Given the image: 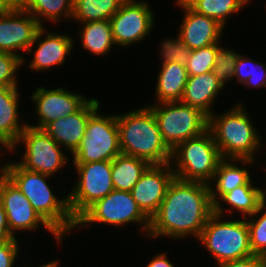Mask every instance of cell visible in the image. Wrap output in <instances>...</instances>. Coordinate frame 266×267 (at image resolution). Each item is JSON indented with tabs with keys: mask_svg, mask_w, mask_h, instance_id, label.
<instances>
[{
	"mask_svg": "<svg viewBox=\"0 0 266 267\" xmlns=\"http://www.w3.org/2000/svg\"><path fill=\"white\" fill-rule=\"evenodd\" d=\"M213 213L209 184L174 177L159 210L150 219L147 237L198 240Z\"/></svg>",
	"mask_w": 266,
	"mask_h": 267,
	"instance_id": "6da1fadb",
	"label": "cell"
},
{
	"mask_svg": "<svg viewBox=\"0 0 266 267\" xmlns=\"http://www.w3.org/2000/svg\"><path fill=\"white\" fill-rule=\"evenodd\" d=\"M26 196L40 216L64 239L75 229L76 220L71 215L68 194L58 198L48 180L50 175L26 170L16 161L11 162L4 173Z\"/></svg>",
	"mask_w": 266,
	"mask_h": 267,
	"instance_id": "7a4b0ae2",
	"label": "cell"
},
{
	"mask_svg": "<svg viewBox=\"0 0 266 267\" xmlns=\"http://www.w3.org/2000/svg\"><path fill=\"white\" fill-rule=\"evenodd\" d=\"M237 102L222 114L214 112L209 117L208 129L222 158L256 161V155L264 148L263 140L261 141L259 129L254 126L244 102Z\"/></svg>",
	"mask_w": 266,
	"mask_h": 267,
	"instance_id": "3957f363",
	"label": "cell"
},
{
	"mask_svg": "<svg viewBox=\"0 0 266 267\" xmlns=\"http://www.w3.org/2000/svg\"><path fill=\"white\" fill-rule=\"evenodd\" d=\"M123 113L116 114L121 152L150 164L170 163L171 150L162 140L153 111L145 105Z\"/></svg>",
	"mask_w": 266,
	"mask_h": 267,
	"instance_id": "277c9868",
	"label": "cell"
},
{
	"mask_svg": "<svg viewBox=\"0 0 266 267\" xmlns=\"http://www.w3.org/2000/svg\"><path fill=\"white\" fill-rule=\"evenodd\" d=\"M222 159L214 137L208 129L199 136L178 144L171 151L170 164L176 178L209 184Z\"/></svg>",
	"mask_w": 266,
	"mask_h": 267,
	"instance_id": "5b68a950",
	"label": "cell"
},
{
	"mask_svg": "<svg viewBox=\"0 0 266 267\" xmlns=\"http://www.w3.org/2000/svg\"><path fill=\"white\" fill-rule=\"evenodd\" d=\"M198 240L216 264L253 255L246 218L225 220L224 216L213 213Z\"/></svg>",
	"mask_w": 266,
	"mask_h": 267,
	"instance_id": "8992f818",
	"label": "cell"
},
{
	"mask_svg": "<svg viewBox=\"0 0 266 267\" xmlns=\"http://www.w3.org/2000/svg\"><path fill=\"white\" fill-rule=\"evenodd\" d=\"M97 223L117 228L130 223L137 224L140 226L138 232H142L145 237L150 228V219L139 208L131 193L119 190H113L106 197L90 205L76 219L75 229L86 228Z\"/></svg>",
	"mask_w": 266,
	"mask_h": 267,
	"instance_id": "52a82bcc",
	"label": "cell"
},
{
	"mask_svg": "<svg viewBox=\"0 0 266 267\" xmlns=\"http://www.w3.org/2000/svg\"><path fill=\"white\" fill-rule=\"evenodd\" d=\"M149 104L147 106L153 111L162 140L171 151L178 144L208 130L209 117L197 108L181 101Z\"/></svg>",
	"mask_w": 266,
	"mask_h": 267,
	"instance_id": "ba28073f",
	"label": "cell"
},
{
	"mask_svg": "<svg viewBox=\"0 0 266 267\" xmlns=\"http://www.w3.org/2000/svg\"><path fill=\"white\" fill-rule=\"evenodd\" d=\"M100 108L89 118L85 136L72 154L70 164L112 161L121 152L115 115L102 114Z\"/></svg>",
	"mask_w": 266,
	"mask_h": 267,
	"instance_id": "9c48e42d",
	"label": "cell"
},
{
	"mask_svg": "<svg viewBox=\"0 0 266 267\" xmlns=\"http://www.w3.org/2000/svg\"><path fill=\"white\" fill-rule=\"evenodd\" d=\"M19 144L24 152L16 162L26 170L55 176L70 163L68 154L43 129L27 125L12 147V154Z\"/></svg>",
	"mask_w": 266,
	"mask_h": 267,
	"instance_id": "30bf717a",
	"label": "cell"
},
{
	"mask_svg": "<svg viewBox=\"0 0 266 267\" xmlns=\"http://www.w3.org/2000/svg\"><path fill=\"white\" fill-rule=\"evenodd\" d=\"M78 179L68 193V205L76 220L95 201L114 190L112 161L71 164Z\"/></svg>",
	"mask_w": 266,
	"mask_h": 267,
	"instance_id": "8fae6325",
	"label": "cell"
},
{
	"mask_svg": "<svg viewBox=\"0 0 266 267\" xmlns=\"http://www.w3.org/2000/svg\"><path fill=\"white\" fill-rule=\"evenodd\" d=\"M0 203L6 212L9 230L14 237L17 231L30 233L42 227L52 234L58 242L57 245L63 244L64 239L40 216L26 196L5 174L0 175Z\"/></svg>",
	"mask_w": 266,
	"mask_h": 267,
	"instance_id": "7c38bea8",
	"label": "cell"
},
{
	"mask_svg": "<svg viewBox=\"0 0 266 267\" xmlns=\"http://www.w3.org/2000/svg\"><path fill=\"white\" fill-rule=\"evenodd\" d=\"M148 0H125L109 19L114 43L128 48L143 42L155 25L154 11Z\"/></svg>",
	"mask_w": 266,
	"mask_h": 267,
	"instance_id": "4fadbf2b",
	"label": "cell"
},
{
	"mask_svg": "<svg viewBox=\"0 0 266 267\" xmlns=\"http://www.w3.org/2000/svg\"><path fill=\"white\" fill-rule=\"evenodd\" d=\"M41 27L38 21L21 7L4 8L0 12V52L18 55L25 65L28 57H24L23 53H27Z\"/></svg>",
	"mask_w": 266,
	"mask_h": 267,
	"instance_id": "5bb4252c",
	"label": "cell"
},
{
	"mask_svg": "<svg viewBox=\"0 0 266 267\" xmlns=\"http://www.w3.org/2000/svg\"><path fill=\"white\" fill-rule=\"evenodd\" d=\"M31 101L37 114V125L28 126L43 129L52 121L58 120L77 112L89 99L81 93H73L64 87L49 88L39 86L31 93Z\"/></svg>",
	"mask_w": 266,
	"mask_h": 267,
	"instance_id": "9a60e30c",
	"label": "cell"
},
{
	"mask_svg": "<svg viewBox=\"0 0 266 267\" xmlns=\"http://www.w3.org/2000/svg\"><path fill=\"white\" fill-rule=\"evenodd\" d=\"M57 32H54V30L48 31L45 26L39 29L34 42L27 51L30 55L33 53L30 62L27 61L29 70L41 73L51 70L55 66L58 68L66 63V58L69 55L71 56L72 51H74L75 41L71 35ZM33 47L35 50H33Z\"/></svg>",
	"mask_w": 266,
	"mask_h": 267,
	"instance_id": "2e32d148",
	"label": "cell"
},
{
	"mask_svg": "<svg viewBox=\"0 0 266 267\" xmlns=\"http://www.w3.org/2000/svg\"><path fill=\"white\" fill-rule=\"evenodd\" d=\"M175 175L171 164H151L130 191L142 212L151 219L159 210Z\"/></svg>",
	"mask_w": 266,
	"mask_h": 267,
	"instance_id": "e0dca14e",
	"label": "cell"
},
{
	"mask_svg": "<svg viewBox=\"0 0 266 267\" xmlns=\"http://www.w3.org/2000/svg\"><path fill=\"white\" fill-rule=\"evenodd\" d=\"M174 3L183 13L178 34L190 50L221 43L225 31L223 25L213 18L197 13L184 0H176Z\"/></svg>",
	"mask_w": 266,
	"mask_h": 267,
	"instance_id": "ac0fdd59",
	"label": "cell"
},
{
	"mask_svg": "<svg viewBox=\"0 0 266 267\" xmlns=\"http://www.w3.org/2000/svg\"><path fill=\"white\" fill-rule=\"evenodd\" d=\"M100 105L101 102L97 98H89L77 112L50 122L43 130L63 149L65 148V152L71 157L85 136L89 118L100 108Z\"/></svg>",
	"mask_w": 266,
	"mask_h": 267,
	"instance_id": "d6986e66",
	"label": "cell"
},
{
	"mask_svg": "<svg viewBox=\"0 0 266 267\" xmlns=\"http://www.w3.org/2000/svg\"><path fill=\"white\" fill-rule=\"evenodd\" d=\"M255 163L250 159L223 158L218 164L213 180L209 183L212 204L236 187L255 185L251 179V172L247 169V165L252 166Z\"/></svg>",
	"mask_w": 266,
	"mask_h": 267,
	"instance_id": "ffe728a7",
	"label": "cell"
},
{
	"mask_svg": "<svg viewBox=\"0 0 266 267\" xmlns=\"http://www.w3.org/2000/svg\"><path fill=\"white\" fill-rule=\"evenodd\" d=\"M223 89L212 71L189 76L181 102L201 110L210 117L215 112L212 109L214 102Z\"/></svg>",
	"mask_w": 266,
	"mask_h": 267,
	"instance_id": "44dd1931",
	"label": "cell"
},
{
	"mask_svg": "<svg viewBox=\"0 0 266 267\" xmlns=\"http://www.w3.org/2000/svg\"><path fill=\"white\" fill-rule=\"evenodd\" d=\"M258 187L255 185H243L224 194L214 204V213L224 217L226 215H232L231 212L240 213L242 215L240 218L252 216L266 201L264 189L260 188V186ZM224 213L226 215H224Z\"/></svg>",
	"mask_w": 266,
	"mask_h": 267,
	"instance_id": "7402d4cb",
	"label": "cell"
},
{
	"mask_svg": "<svg viewBox=\"0 0 266 267\" xmlns=\"http://www.w3.org/2000/svg\"><path fill=\"white\" fill-rule=\"evenodd\" d=\"M19 89L0 87V137L11 147L15 145L28 123L25 119L19 120V100L22 96Z\"/></svg>",
	"mask_w": 266,
	"mask_h": 267,
	"instance_id": "603a6c76",
	"label": "cell"
},
{
	"mask_svg": "<svg viewBox=\"0 0 266 267\" xmlns=\"http://www.w3.org/2000/svg\"><path fill=\"white\" fill-rule=\"evenodd\" d=\"M160 67L153 103L181 101L189 77L186 66L169 62Z\"/></svg>",
	"mask_w": 266,
	"mask_h": 267,
	"instance_id": "cb8c5ba5",
	"label": "cell"
},
{
	"mask_svg": "<svg viewBox=\"0 0 266 267\" xmlns=\"http://www.w3.org/2000/svg\"><path fill=\"white\" fill-rule=\"evenodd\" d=\"M81 30L76 34L81 40L83 50L88 51L94 56L107 55L116 46L112 36V28L110 20L89 21L79 23Z\"/></svg>",
	"mask_w": 266,
	"mask_h": 267,
	"instance_id": "d4e9b609",
	"label": "cell"
},
{
	"mask_svg": "<svg viewBox=\"0 0 266 267\" xmlns=\"http://www.w3.org/2000/svg\"><path fill=\"white\" fill-rule=\"evenodd\" d=\"M73 2L74 0H22L20 7L43 27L44 19L55 25L72 20Z\"/></svg>",
	"mask_w": 266,
	"mask_h": 267,
	"instance_id": "484cf974",
	"label": "cell"
},
{
	"mask_svg": "<svg viewBox=\"0 0 266 267\" xmlns=\"http://www.w3.org/2000/svg\"><path fill=\"white\" fill-rule=\"evenodd\" d=\"M150 165L142 158L120 153L112 160L114 190L130 192Z\"/></svg>",
	"mask_w": 266,
	"mask_h": 267,
	"instance_id": "4316f807",
	"label": "cell"
},
{
	"mask_svg": "<svg viewBox=\"0 0 266 267\" xmlns=\"http://www.w3.org/2000/svg\"><path fill=\"white\" fill-rule=\"evenodd\" d=\"M125 0H74L72 20L78 23L109 20Z\"/></svg>",
	"mask_w": 266,
	"mask_h": 267,
	"instance_id": "83f0119b",
	"label": "cell"
},
{
	"mask_svg": "<svg viewBox=\"0 0 266 267\" xmlns=\"http://www.w3.org/2000/svg\"><path fill=\"white\" fill-rule=\"evenodd\" d=\"M194 11L217 20L226 27L227 19L246 8L252 0H184Z\"/></svg>",
	"mask_w": 266,
	"mask_h": 267,
	"instance_id": "f1b7e54d",
	"label": "cell"
},
{
	"mask_svg": "<svg viewBox=\"0 0 266 267\" xmlns=\"http://www.w3.org/2000/svg\"><path fill=\"white\" fill-rule=\"evenodd\" d=\"M246 56V57H245ZM266 62L253 60L249 55L239 54L234 68L233 80L248 88H266ZM236 80H235V79Z\"/></svg>",
	"mask_w": 266,
	"mask_h": 267,
	"instance_id": "f546056e",
	"label": "cell"
},
{
	"mask_svg": "<svg viewBox=\"0 0 266 267\" xmlns=\"http://www.w3.org/2000/svg\"><path fill=\"white\" fill-rule=\"evenodd\" d=\"M246 221L253 255L266 258V201Z\"/></svg>",
	"mask_w": 266,
	"mask_h": 267,
	"instance_id": "4dcf8cb0",
	"label": "cell"
},
{
	"mask_svg": "<svg viewBox=\"0 0 266 267\" xmlns=\"http://www.w3.org/2000/svg\"><path fill=\"white\" fill-rule=\"evenodd\" d=\"M221 43L191 50L186 69L189 76H196L211 72L214 68L215 58Z\"/></svg>",
	"mask_w": 266,
	"mask_h": 267,
	"instance_id": "1f68e13d",
	"label": "cell"
},
{
	"mask_svg": "<svg viewBox=\"0 0 266 267\" xmlns=\"http://www.w3.org/2000/svg\"><path fill=\"white\" fill-rule=\"evenodd\" d=\"M239 54L233 48L223 46L217 51L212 72L223 88H225L227 82L233 80L234 68Z\"/></svg>",
	"mask_w": 266,
	"mask_h": 267,
	"instance_id": "d6a6232c",
	"label": "cell"
},
{
	"mask_svg": "<svg viewBox=\"0 0 266 267\" xmlns=\"http://www.w3.org/2000/svg\"><path fill=\"white\" fill-rule=\"evenodd\" d=\"M160 61L163 65L169 62H176L186 66L191 50L183 43L179 34L175 38L169 37L160 41Z\"/></svg>",
	"mask_w": 266,
	"mask_h": 267,
	"instance_id": "836d02e7",
	"label": "cell"
},
{
	"mask_svg": "<svg viewBox=\"0 0 266 267\" xmlns=\"http://www.w3.org/2000/svg\"><path fill=\"white\" fill-rule=\"evenodd\" d=\"M23 66V59L18 55L0 52V87H20L18 86L17 70Z\"/></svg>",
	"mask_w": 266,
	"mask_h": 267,
	"instance_id": "e575fe53",
	"label": "cell"
},
{
	"mask_svg": "<svg viewBox=\"0 0 266 267\" xmlns=\"http://www.w3.org/2000/svg\"><path fill=\"white\" fill-rule=\"evenodd\" d=\"M16 238L7 241L5 243L0 244V267H15V261L21 255L19 251V243L21 242L20 239Z\"/></svg>",
	"mask_w": 266,
	"mask_h": 267,
	"instance_id": "d590c367",
	"label": "cell"
},
{
	"mask_svg": "<svg viewBox=\"0 0 266 267\" xmlns=\"http://www.w3.org/2000/svg\"><path fill=\"white\" fill-rule=\"evenodd\" d=\"M216 267H266V258L252 255L247 258L215 264Z\"/></svg>",
	"mask_w": 266,
	"mask_h": 267,
	"instance_id": "8d00e7d4",
	"label": "cell"
},
{
	"mask_svg": "<svg viewBox=\"0 0 266 267\" xmlns=\"http://www.w3.org/2000/svg\"><path fill=\"white\" fill-rule=\"evenodd\" d=\"M14 238L16 237H14L9 230L6 212L0 203V244L10 241Z\"/></svg>",
	"mask_w": 266,
	"mask_h": 267,
	"instance_id": "74e56055",
	"label": "cell"
},
{
	"mask_svg": "<svg viewBox=\"0 0 266 267\" xmlns=\"http://www.w3.org/2000/svg\"><path fill=\"white\" fill-rule=\"evenodd\" d=\"M167 255V251L157 253L152 259L149 260L147 266L145 267H175L170 259L167 258Z\"/></svg>",
	"mask_w": 266,
	"mask_h": 267,
	"instance_id": "f35d334b",
	"label": "cell"
},
{
	"mask_svg": "<svg viewBox=\"0 0 266 267\" xmlns=\"http://www.w3.org/2000/svg\"><path fill=\"white\" fill-rule=\"evenodd\" d=\"M5 151H6L7 154L11 153L12 152V147L0 137V153H1V156H4L3 153L6 156ZM8 164H9V162H5L4 165H3V163H2V166L0 165V175H3L5 173V170H6L7 166H8Z\"/></svg>",
	"mask_w": 266,
	"mask_h": 267,
	"instance_id": "ab89813d",
	"label": "cell"
},
{
	"mask_svg": "<svg viewBox=\"0 0 266 267\" xmlns=\"http://www.w3.org/2000/svg\"><path fill=\"white\" fill-rule=\"evenodd\" d=\"M22 0H0V5L3 8H17L20 7Z\"/></svg>",
	"mask_w": 266,
	"mask_h": 267,
	"instance_id": "60d3db41",
	"label": "cell"
},
{
	"mask_svg": "<svg viewBox=\"0 0 266 267\" xmlns=\"http://www.w3.org/2000/svg\"><path fill=\"white\" fill-rule=\"evenodd\" d=\"M57 264H59V260L55 259V260L48 261L47 263H44L36 267H55Z\"/></svg>",
	"mask_w": 266,
	"mask_h": 267,
	"instance_id": "b9f144b4",
	"label": "cell"
},
{
	"mask_svg": "<svg viewBox=\"0 0 266 267\" xmlns=\"http://www.w3.org/2000/svg\"><path fill=\"white\" fill-rule=\"evenodd\" d=\"M4 8L0 5V12L3 10Z\"/></svg>",
	"mask_w": 266,
	"mask_h": 267,
	"instance_id": "7bdbcfd3",
	"label": "cell"
},
{
	"mask_svg": "<svg viewBox=\"0 0 266 267\" xmlns=\"http://www.w3.org/2000/svg\"><path fill=\"white\" fill-rule=\"evenodd\" d=\"M265 186H266V184H265ZM265 186H264L263 188H265V189H264V192H265V195H266V187H265Z\"/></svg>",
	"mask_w": 266,
	"mask_h": 267,
	"instance_id": "ee69618b",
	"label": "cell"
}]
</instances>
